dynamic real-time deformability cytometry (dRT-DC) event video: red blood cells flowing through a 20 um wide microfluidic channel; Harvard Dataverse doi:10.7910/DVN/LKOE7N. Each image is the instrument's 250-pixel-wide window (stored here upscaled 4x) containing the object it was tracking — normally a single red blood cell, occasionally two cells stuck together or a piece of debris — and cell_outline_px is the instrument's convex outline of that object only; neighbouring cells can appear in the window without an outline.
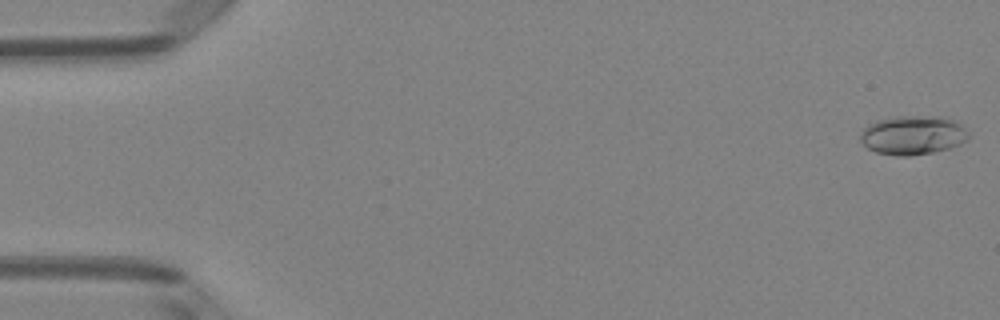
{"species": "Egyptian fruit bat (a non-hibernating species)", "species_latin": "Rousettus aegyptiacus", "temperature_condition": "room temperature", "stored_images_in_passage": 50, "camera_frame_rate_fps": 3000, "um_per_image_px": 0.085, "animal": {"sex": "female"}, "frame": {"image": 1, "passage_image": 1, "time_ms": 0.0, "image_size_px": [1000, 320], "cell_outline_px": [[968, 140], [960, 144], [948, 148], [932, 152], [908, 156], [900, 156], [876, 152], [868, 148], [860, 140], [860, 132], [868, 124], [876, 120], [896, 116], [940, 116], [952, 120], [960, 124], [968, 132]], "centroid_in_image_um": [77.57, 11.48], "position_along_channel_um": 7.4, "area_um2": 24.57}}
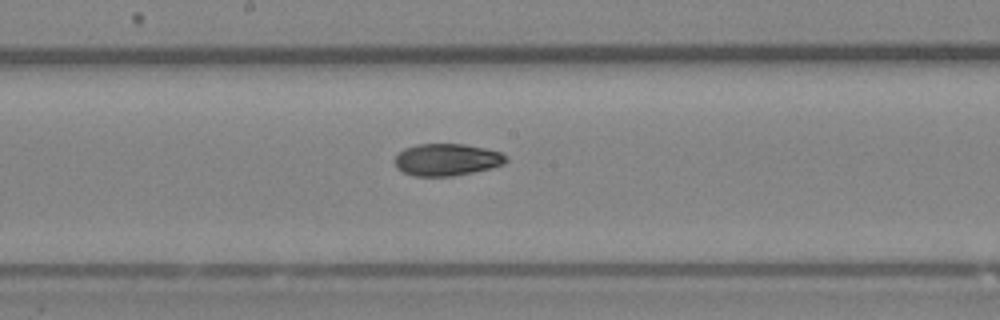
{"frame": {"image": 2, "passage_image": 27, "time_ms": 8.667, "image_size_px": [1000, 320], "cell_outline_px": [[508, 160], [504, 164], [492, 168], [452, 176], [412, 176], [396, 168], [392, 160], [404, 148], [416, 144], [464, 144], [484, 148], [500, 152], [508, 156]], "centroid_in_image_um": [37.96, 13.57], "position_along_channel_um": 210.2, "area_um2": 20.98}}
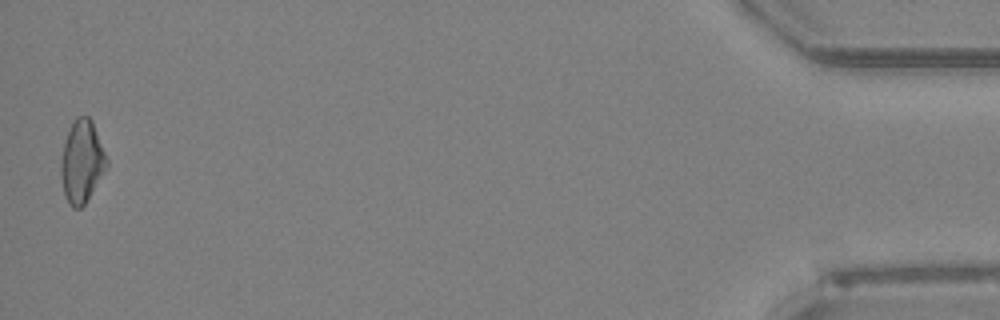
{"frame": {"image": 3, "passage_image": 50, "time_ms": 16.333, "image_size_px": [1000, 320], "cell_outline_px": [[108, 164], [84, 204], [80, 208], [72, 208], [68, 204], [64, 196], [60, 176], [60, 168], [64, 144], [68, 132], [76, 116], [88, 116], [92, 120], [108, 160]], "centroid_in_image_um": [6.94, 13.74], "position_along_channel_um": 428.3, "area_um2": 21.68}, "authors_computed_cell_mechanics": {"area_um2": 21.2415, "velocity_mm_per_s": 4.0341, "shape_relaxation_time_tau1_ms": 7.6506, "shape_relaxation_time_tau2_ms": 10.2968, "deformation_change_tau1": 0.1988, "deformation_change_tau2": 0.1506}}